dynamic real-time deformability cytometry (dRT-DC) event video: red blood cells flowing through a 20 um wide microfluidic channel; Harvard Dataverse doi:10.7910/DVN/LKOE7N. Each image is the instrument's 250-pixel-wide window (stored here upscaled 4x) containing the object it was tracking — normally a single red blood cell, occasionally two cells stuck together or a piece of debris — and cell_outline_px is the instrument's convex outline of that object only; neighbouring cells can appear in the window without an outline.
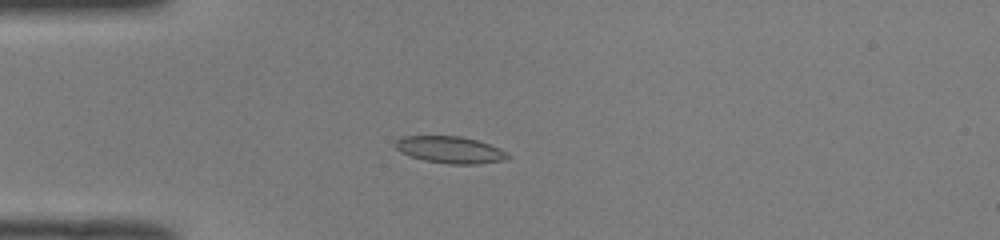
{"species": "common noctule bat (a hibernating species)", "species_latin": "Nyctalus noctula", "temperature_condition": "room temperature", "stored_images_in_passage": 51, "camera_frame_rate_fps": 3000, "um_per_image_px": 0.085, "animal": {"sex": "male", "body_mass_g": 19.0, "forearm_length_mm": 50.8}, "frame": {"image": 1, "passage_image": 14, "time_ms": 4.333, "image_size_px": [1000, 240], "cell_outline_px": [[512, 156], [508, 160], [476, 164], [448, 164], [424, 160], [400, 152], [396, 148], [396, 140], [404, 136], [460, 136], [476, 140], [500, 148], [508, 152]], "centroid_in_image_um": [38.32, 12.74], "position_along_channel_um": 46.7, "area_um2": 17.63}}
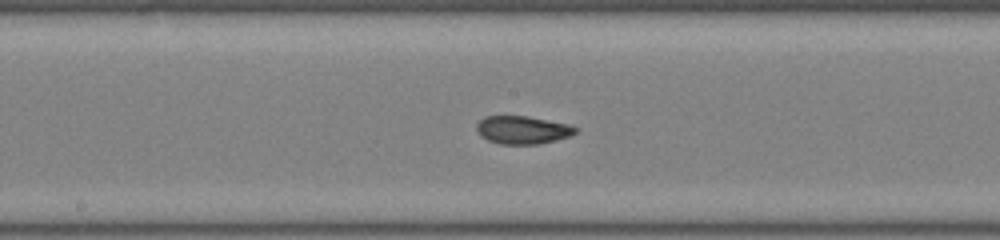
{"frame": {"image": 2, "passage_image": 27, "time_ms": 8.667, "image_size_px": [1000, 240], "cell_outline_px": [[580, 128], [572, 136], [556, 140], [536, 144], [500, 144], [488, 140], [480, 136], [476, 128], [476, 124], [484, 116], [528, 116], [568, 124]], "centroid_in_image_um": [44.43, 11.04], "position_along_channel_um": 203.8, "area_um2": 16.24}}
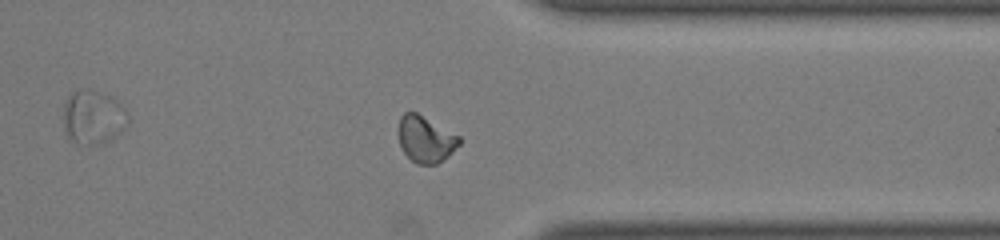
{"frame": {"image": 3, "passage_image": 40, "time_ms": 13.0, "image_size_px": [1000, 240], "cell_outline_px": [[460, 144], [448, 156], [436, 164], [416, 164], [404, 152], [400, 144], [400, 116], [404, 112], [416, 112], [460, 136]], "centroid_in_image_um": [36.19, 11.83], "position_along_channel_um": 375.2, "area_um2": 16.13}, "authors_computed_cell_mechanics": {"area_um2": 16.5886, "velocity_mm_per_s": 4.0151, "shape_relaxation_time_tau1_ms": null, "shape_relaxation_time_tau2_ms": 1.1078, "deformation_change_tau1": null, "deformation_change_tau2": 0.0578}}